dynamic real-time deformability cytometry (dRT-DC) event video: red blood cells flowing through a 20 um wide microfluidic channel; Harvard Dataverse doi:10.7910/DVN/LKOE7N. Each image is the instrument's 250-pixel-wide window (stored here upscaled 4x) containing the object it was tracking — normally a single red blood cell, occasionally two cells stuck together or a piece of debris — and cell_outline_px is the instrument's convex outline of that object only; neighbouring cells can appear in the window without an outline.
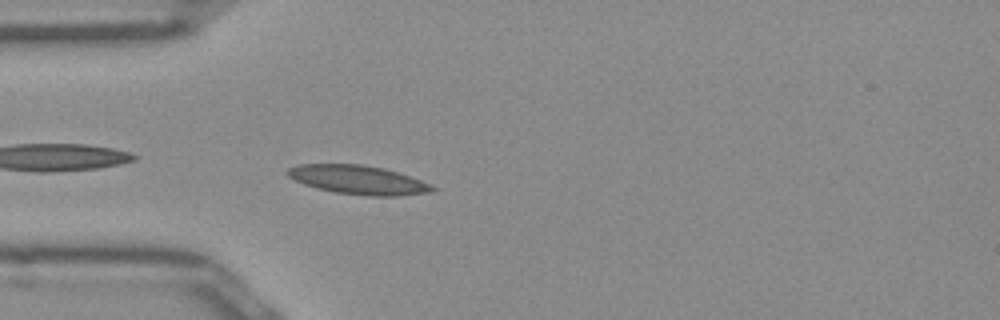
{"species": "Egyptian fruit bat (a non-hibernating species)", "species_latin": "Rousettus aegyptiacus", "temperature_condition": "room temperature", "stored_images_in_passage": 40, "camera_frame_rate_fps": 3000, "um_per_image_px": 0.085, "frame": {"image": 1, "passage_image": 3, "time_ms": 0.667, "image_size_px": [1000, 320], "cell_outline_px": [[436, 188], [432, 192], [400, 196], [368, 196], [336, 192], [316, 188], [304, 184], [288, 176], [284, 172], [288, 168], [300, 164], [360, 164], [384, 168], [432, 184]], "centroid_in_image_um": [30.45, 15.29], "position_along_channel_um": 54.6, "area_um2": 24.33}}
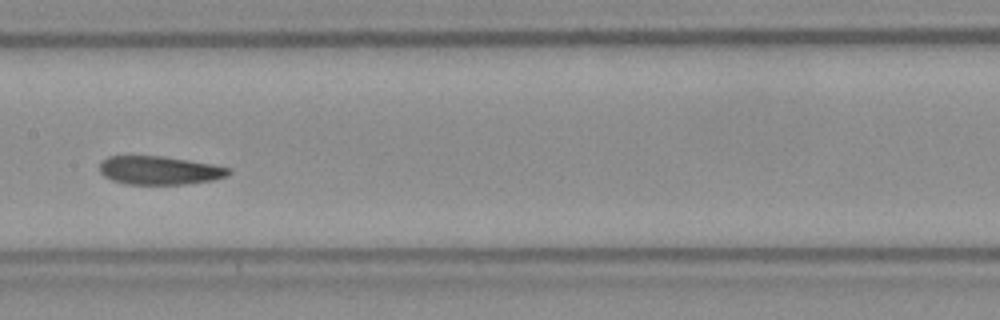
{"frame": {"image": 2, "passage_image": 14, "time_ms": 4.333, "image_size_px": [1000, 320], "cell_outline_px": [[232, 172], [228, 176], [212, 180], [184, 184], [124, 184], [112, 180], [104, 176], [100, 172], [100, 164], [108, 156], [164, 156], [212, 164], [232, 168]], "centroid_in_image_um": [13.58, 14.48], "position_along_channel_um": 193.8, "area_um2": 21.44}}
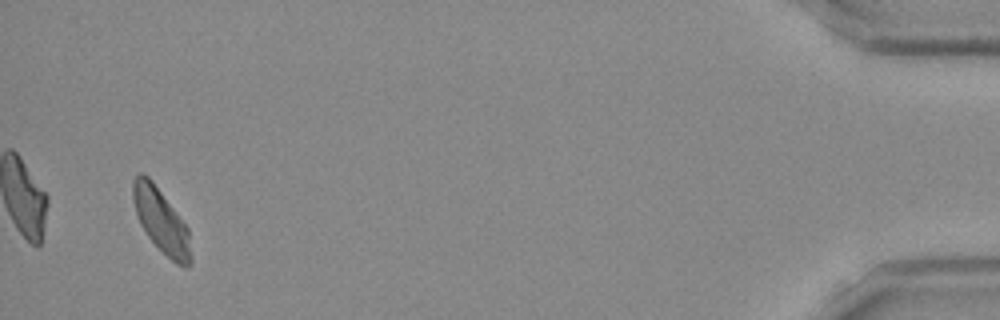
{"frame": {"image": 3, "passage_image": 38, "time_ms": 12.333, "image_size_px": [1000, 320], "cell_outline_px": [[192, 264], [188, 268], [184, 268], [176, 264], [148, 236], [140, 224], [132, 200], [132, 180], [140, 172], [148, 176], [152, 180], [188, 228], [192, 256]], "centroid_in_image_um": [13.71, 18.78], "position_along_channel_um": 421.5, "area_um2": 21.5}, "authors_computed_cell_mechanics": {"area_um2": 22.2241, "velocity_mm_per_s": 3.9016, "shape_relaxation_time_tau1_ms": null, "shape_relaxation_time_tau2_ms": 2.477, "deformation_change_tau1": null, "deformation_change_tau2": 0.0712}}